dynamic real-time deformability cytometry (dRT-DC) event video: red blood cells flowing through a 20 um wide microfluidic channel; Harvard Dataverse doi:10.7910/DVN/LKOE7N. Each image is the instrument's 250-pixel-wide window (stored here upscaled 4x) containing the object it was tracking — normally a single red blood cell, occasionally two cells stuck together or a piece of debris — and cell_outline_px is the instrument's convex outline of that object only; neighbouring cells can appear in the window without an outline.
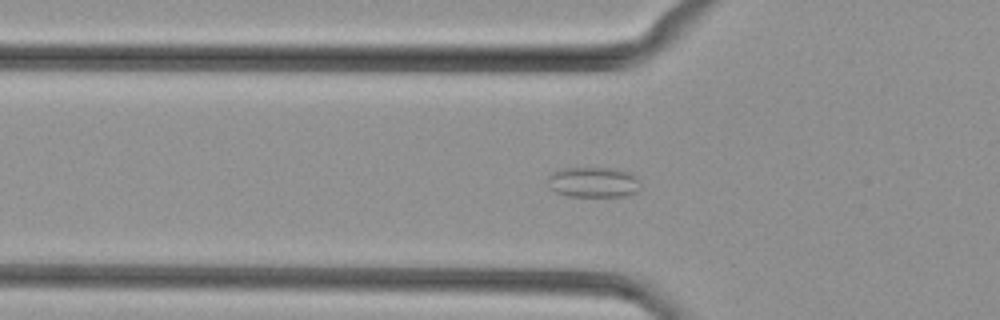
{"species": "common noctule bat (a hibernating species)", "species_latin": "Nyctalus noctula", "temperature_condition": "cold", "stored_images_in_passage": 38, "camera_frame_rate_fps": 3000, "um_per_image_px": 0.085, "animal": {"sex": "female", "body_mass_g": 29.2, "forearm_length_mm": 56.3}, "frame": {"image": 1, "passage_image": 5, "time_ms": 1.333, "image_size_px": [1000, 320], "cell_outline_px": [[640, 188], [636, 192], [624, 196], [568, 196], [556, 192], [548, 184], [548, 176], [552, 172], [560, 168], [616, 168], [632, 172], [640, 180]], "centroid_in_image_um": [50.47, 15.47], "position_along_channel_um": 75.3, "area_um2": 16.65}}
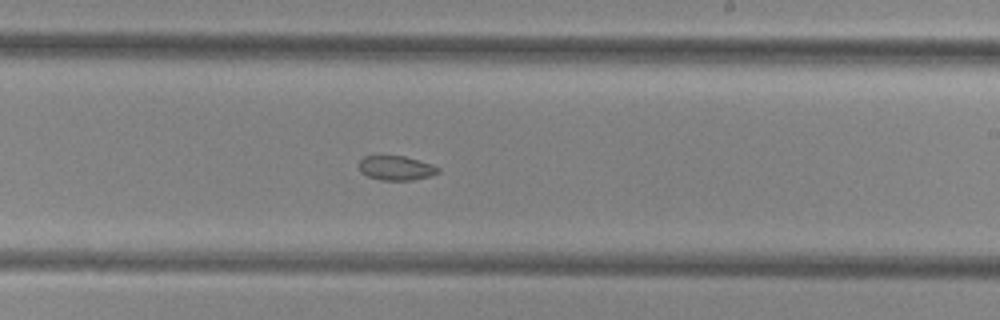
{"frame": {"image": 2, "passage_image": 18, "time_ms": 5.667, "image_size_px": [1000, 320], "cell_outline_px": [[440, 172], [432, 176], [412, 180], [380, 180], [368, 176], [360, 172], [360, 160], [364, 156], [404, 156], [432, 164], [440, 168]], "centroid_in_image_um": [33.7, 14.29], "position_along_channel_um": 255.3, "area_um2": 11.27}}
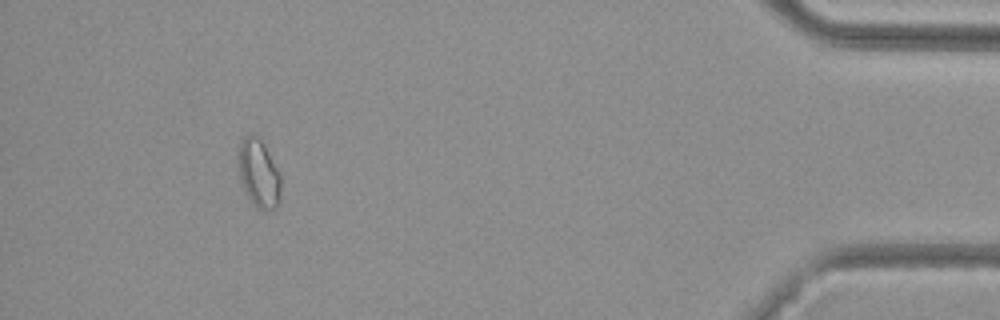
{"frame": {"image": 3, "passage_image": 34, "time_ms": 11.0, "image_size_px": [1000, 320], "cell_outline_px": [[280, 200], [276, 208], [256, 208], [252, 204], [240, 180], [236, 160], [236, 156], [240, 144], [244, 136], [260, 136], [280, 176]], "centroid_in_image_um": [21.95, 14.72], "position_along_channel_um": 413.2, "area_um2": 16.82}}